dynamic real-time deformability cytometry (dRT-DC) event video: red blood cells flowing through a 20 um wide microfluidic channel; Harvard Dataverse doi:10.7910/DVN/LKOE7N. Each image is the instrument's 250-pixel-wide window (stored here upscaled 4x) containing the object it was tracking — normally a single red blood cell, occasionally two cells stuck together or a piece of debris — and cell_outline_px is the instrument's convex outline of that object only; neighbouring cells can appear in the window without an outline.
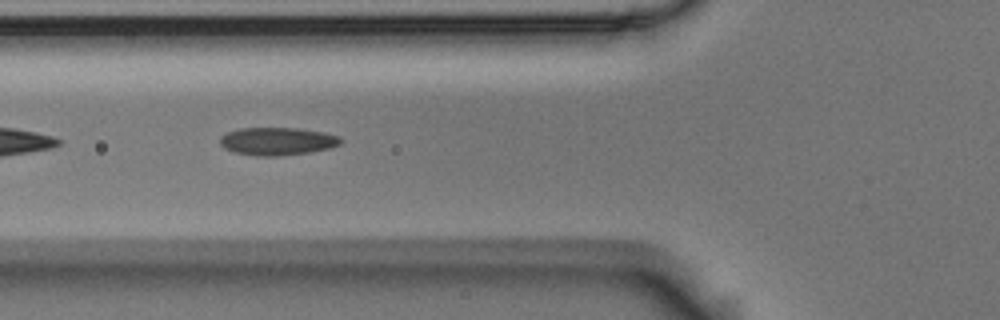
{"species": "Egyptian fruit bat (a non-hibernating species)", "species_latin": "Rousettus aegyptiacus", "temperature_condition": "room temperature", "stored_images_in_passage": 9, "segment_of_instrument_passage": [2, 2], "camera_frame_rate_fps": 3000, "um_per_image_px": 0.085, "animal": {"sex": "male"}, "frame": {"image": 1, "passage_image": 6, "time_ms": 1.667, "image_size_px": [1000, 320], "cell_outline_px": [[344, 140], [340, 144], [328, 148], [308, 152], [276, 156], [260, 156], [236, 152], [224, 148], [220, 144], [220, 136], [228, 132], [240, 128], [296, 128], [324, 132], [340, 136]], "centroid_in_image_um": [23.58, 11.99], "position_along_channel_um": 102.2, "area_um2": 19.42}}
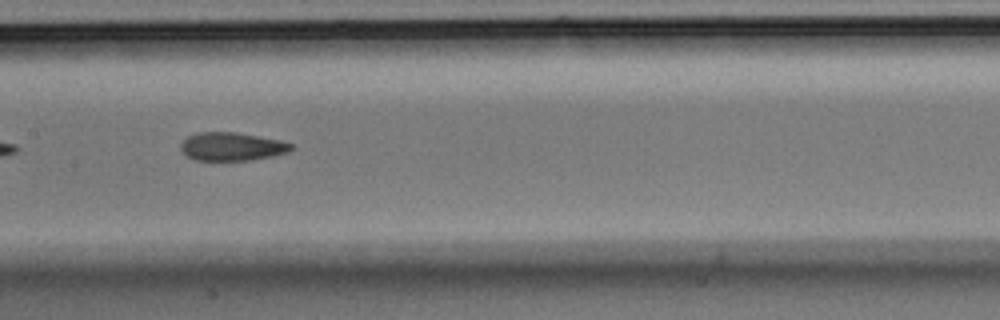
{"frame": {"image": 2, "passage_image": 8, "time_ms": 2.333, "image_size_px": [1000, 320], "cell_outline_px": [[292, 148], [288, 152], [272, 156], [252, 160], [196, 160], [188, 156], [180, 148], [180, 144], [188, 136], [196, 132], [236, 132], [280, 140], [292, 144]], "centroid_in_image_um": [19.7, 12.45], "position_along_channel_um": 187.7, "area_um2": 18.09}}
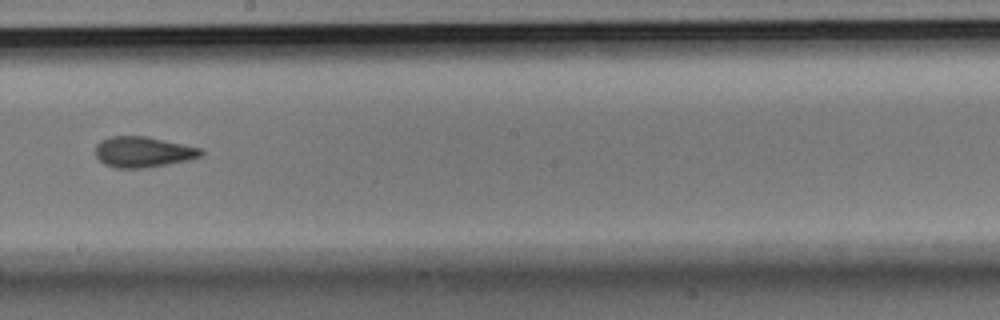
{"frame": {"image": 3, "passage_image": 9, "time_ms": 2.667, "image_size_px": [1000, 320], "cell_outline_px": [[204, 152], [200, 156], [188, 160], [168, 164], [144, 168], [116, 168], [104, 164], [96, 156], [96, 144], [100, 140], [112, 136], [148, 136], [204, 148]], "centroid_in_image_um": [12.19, 12.9], "position_along_channel_um": 236.0, "area_um2": 19.07}}